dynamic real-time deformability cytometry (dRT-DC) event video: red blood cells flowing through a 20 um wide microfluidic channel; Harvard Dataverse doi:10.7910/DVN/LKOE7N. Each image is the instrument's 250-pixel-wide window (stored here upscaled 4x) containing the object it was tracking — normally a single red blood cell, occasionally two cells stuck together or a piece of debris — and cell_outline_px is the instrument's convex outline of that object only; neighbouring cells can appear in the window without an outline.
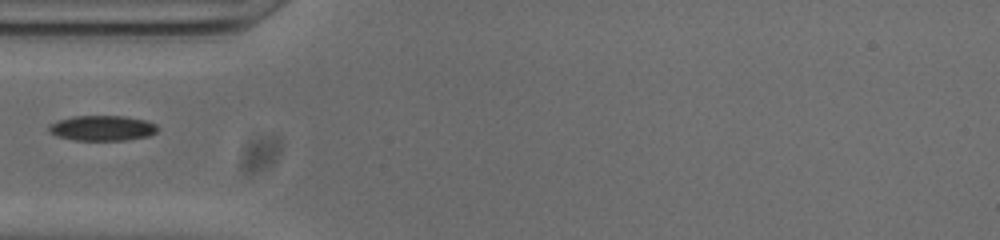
{"species": "common noctule bat (a hibernating species)", "species_latin": "Nyctalus noctula", "temperature_condition": "cold", "stored_images_in_passage": 37, "camera_frame_rate_fps": 3000, "um_per_image_px": 0.085, "animal": {"sex": "male", "body_mass_g": 20.0, "forearm_length_mm": 53.3}, "frame": {"image": 1, "passage_image": 1, "time_ms": 0.0, "image_size_px": [1000, 240], "cell_outline_px": [[156, 132], [148, 136], [124, 140], [76, 140], [56, 136], [48, 128], [48, 124], [56, 120], [72, 116], [124, 116], [144, 120], [156, 124]], "centroid_in_image_um": [8.65, 10.88], "position_along_channel_um": 76.4, "area_um2": 15.9}}
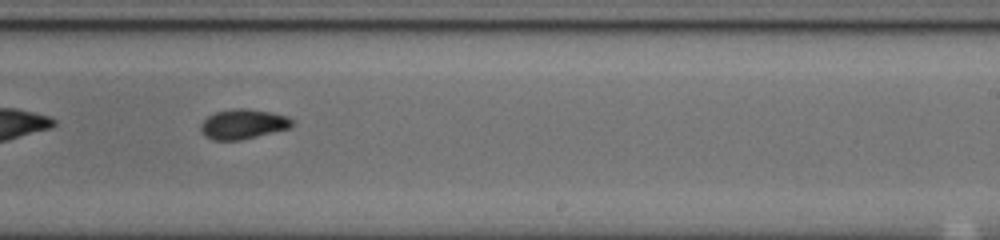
{"frame": {"image": 2, "passage_image": 16, "time_ms": 5.0, "image_size_px": [1000, 240], "cell_outline_px": [[292, 124], [288, 128], [240, 140], [212, 140], [204, 136], [200, 132], [200, 124], [208, 116], [216, 112], [232, 108], [248, 108], [272, 112], [288, 116], [292, 120]], "centroid_in_image_um": [20.61, 10.54], "position_along_channel_um": 268.4, "area_um2": 15.9}}
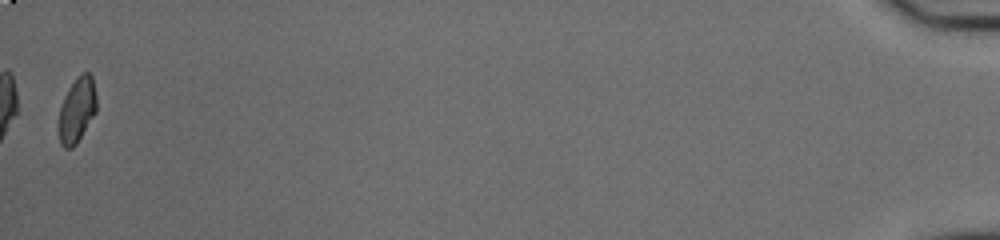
{"frame": {"image": 3, "passage_image": 37, "time_ms": 12.0, "image_size_px": [1000, 240], "cell_outline_px": [[96, 112], [76, 144], [72, 148], [64, 148], [60, 144], [60, 108], [64, 96], [68, 88], [80, 72], [88, 72], [92, 76], [96, 96]], "centroid_in_image_um": [6.56, 9.31], "position_along_channel_um": 428.6, "area_um2": 14.16}}